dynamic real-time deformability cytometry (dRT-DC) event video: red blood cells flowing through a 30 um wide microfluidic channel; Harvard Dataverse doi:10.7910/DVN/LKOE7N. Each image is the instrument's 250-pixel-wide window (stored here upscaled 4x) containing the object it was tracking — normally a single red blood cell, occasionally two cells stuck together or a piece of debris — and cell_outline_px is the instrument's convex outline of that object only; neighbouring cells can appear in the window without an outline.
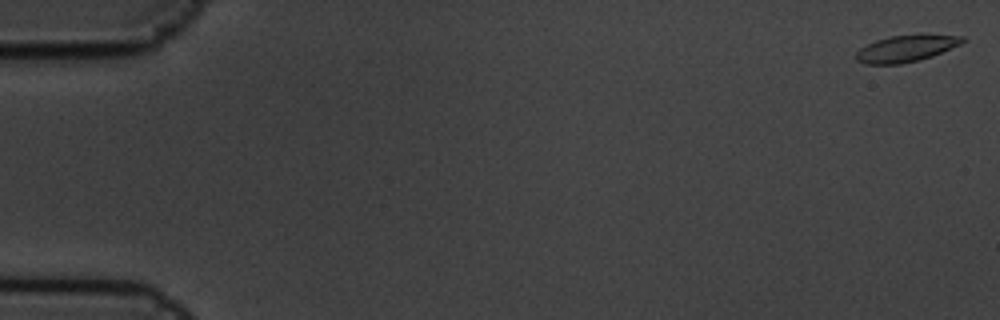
{"species": "common noctule bat (a hibernating species)", "species_latin": "Nyctalus noctula", "temperature_condition": "cold", "stored_images_in_passage": 5, "camera_frame_rate_fps": 3000, "um_per_image_px": 0.085, "animal": {"sex": "male", "body_mass_g": 19.5, "forearm_length_mm": 54.6}, "frame": {"image": 1, "passage_image": 1, "time_ms": 0.0, "image_size_px": [1000, 320], "cell_outline_px": [[968, 40], [960, 44], [932, 56], [900, 64], [864, 64], [856, 60], [856, 52], [860, 48], [876, 40], [892, 36], [964, 36]], "centroid_in_image_um": [76.97, 4.15], "position_along_channel_um": 8.0, "area_um2": 15.9}}
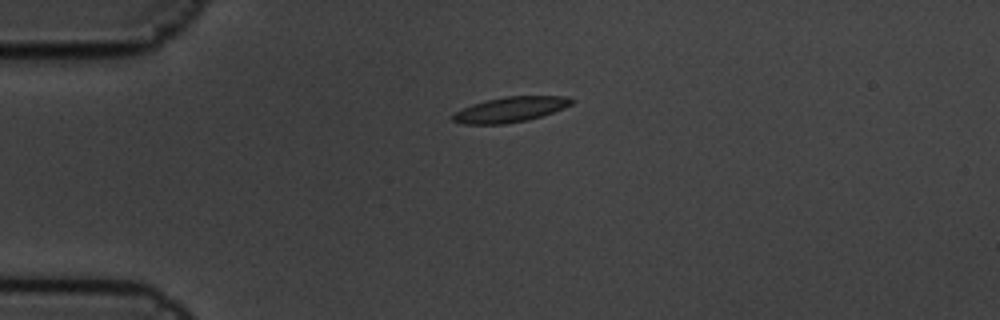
{"frame": {"image": 2, "passage_image": 5, "time_ms": 1.333, "image_size_px": [1000, 320], "cell_outline_px": [[576, 100], [572, 104], [564, 108], [528, 120], [504, 124], [464, 124], [452, 120], [452, 116], [456, 112], [472, 104], [484, 100], [504, 96], [568, 96]], "centroid_in_image_um": [43.41, 9.29], "position_along_channel_um": 41.6, "area_um2": 17.46}}